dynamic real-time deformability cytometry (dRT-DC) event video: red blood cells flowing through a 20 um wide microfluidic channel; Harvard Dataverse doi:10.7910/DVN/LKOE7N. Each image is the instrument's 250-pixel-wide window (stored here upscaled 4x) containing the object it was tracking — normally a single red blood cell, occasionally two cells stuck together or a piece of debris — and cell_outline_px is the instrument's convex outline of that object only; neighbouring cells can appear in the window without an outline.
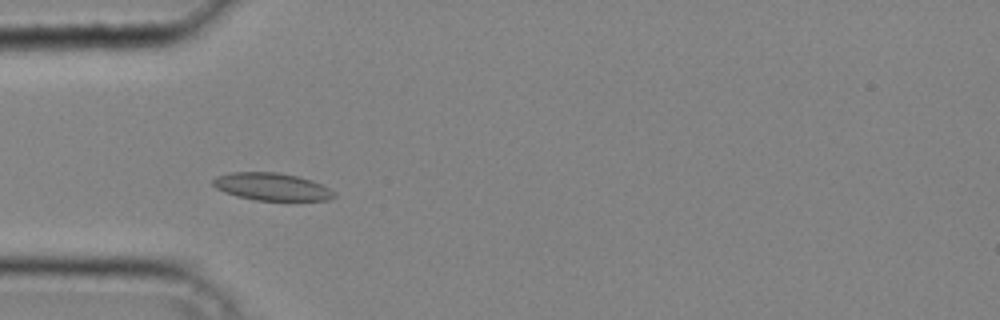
{"species": "common noctule bat (a hibernating species)", "species_latin": "Nyctalus noctula", "temperature_condition": "cold", "stored_images_in_passage": 39, "camera_frame_rate_fps": 3000, "um_per_image_px": 0.085, "animal": {"sex": "male", "body_mass_g": 20.4}, "frame": {"image": 1, "passage_image": 11, "time_ms": 3.333, "image_size_px": [1000, 320], "cell_outline_px": [[336, 196], [328, 200], [256, 200], [236, 196], [224, 192], [216, 188], [212, 184], [212, 180], [216, 176], [232, 172], [276, 172], [296, 176], [312, 180], [336, 192]], "centroid_in_image_um": [23.08, 15.87], "position_along_channel_um": 61.9, "area_um2": 19.36}}
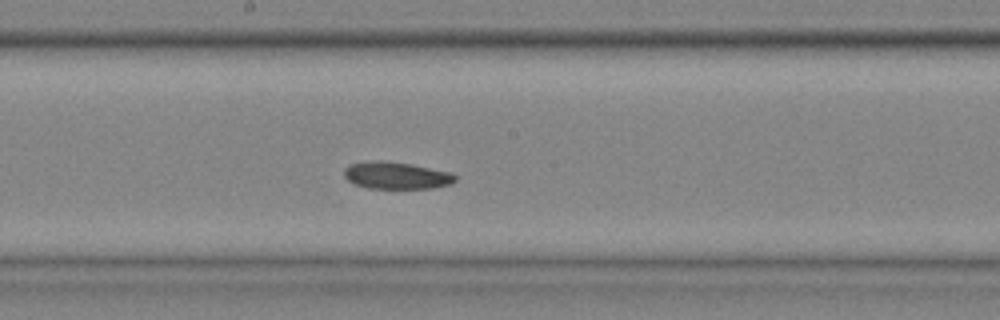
{"frame": {"image": 2, "passage_image": 21, "time_ms": 6.667, "image_size_px": [1000, 320], "cell_outline_px": [[456, 180], [452, 184], [432, 188], [368, 188], [356, 184], [348, 180], [344, 176], [344, 168], [348, 164], [368, 160], [380, 160], [412, 164], [452, 172], [456, 176]], "centroid_in_image_um": [33.69, 14.9], "position_along_channel_um": 214.5, "area_um2": 17.74}}
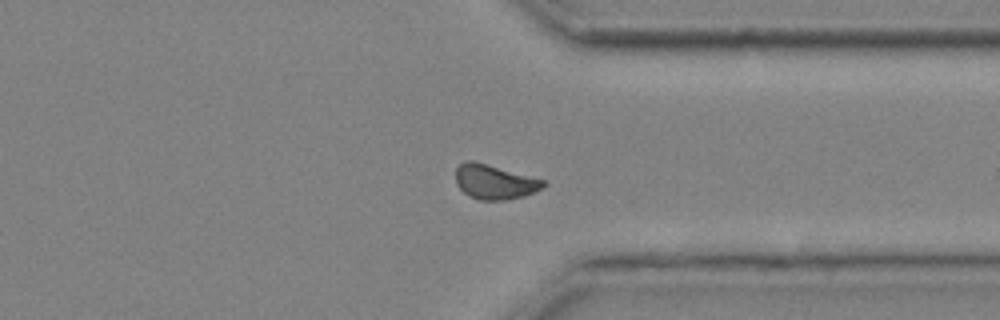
{"frame": {"image": 3, "passage_image": 31, "time_ms": 10.0, "image_size_px": [1000, 320], "cell_outline_px": [[548, 184], [544, 188], [524, 196], [508, 200], [480, 200], [464, 192], [456, 184], [456, 168], [464, 160], [472, 160], [544, 180]], "centroid_in_image_um": [42.05, 15.46], "position_along_channel_um": 369.3, "area_um2": 17.57}}